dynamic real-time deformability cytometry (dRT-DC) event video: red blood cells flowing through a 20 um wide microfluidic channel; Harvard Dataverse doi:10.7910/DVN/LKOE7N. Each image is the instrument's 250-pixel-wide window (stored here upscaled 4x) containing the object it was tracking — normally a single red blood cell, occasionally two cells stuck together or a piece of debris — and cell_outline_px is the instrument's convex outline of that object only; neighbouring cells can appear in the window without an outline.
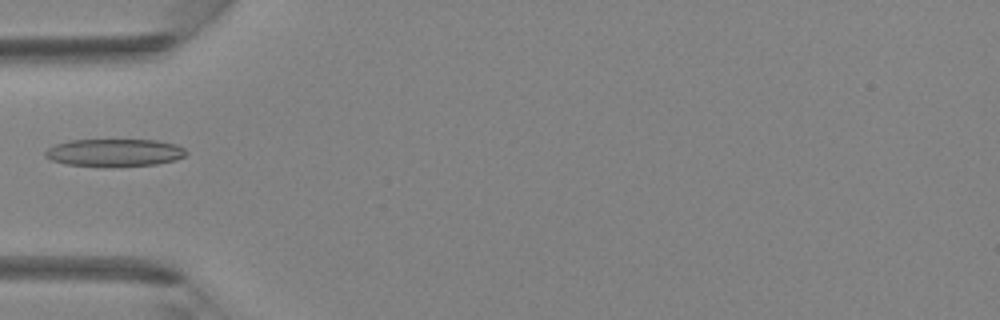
{"species": "Egyptian fruit bat (a non-hibernating species)", "species_latin": "Rousettus aegyptiacus", "temperature_condition": "room temperature", "stored_images_in_passage": 3, "camera_frame_rate_fps": 3000, "um_per_image_px": 0.085, "animal": {"sex": "female"}, "frame": {"image": 1, "passage_image": 3, "time_ms": 2.333, "image_size_px": [1000, 320], "cell_outline_px": [[188, 152], [184, 156], [176, 160], [156, 164], [104, 168], [68, 164], [52, 160], [44, 156], [44, 152], [48, 148], [56, 144], [72, 140], [156, 140], [176, 144], [184, 148]], "centroid_in_image_um": [9.74, 12.99], "position_along_channel_um": 75.3, "area_um2": 22.95}}